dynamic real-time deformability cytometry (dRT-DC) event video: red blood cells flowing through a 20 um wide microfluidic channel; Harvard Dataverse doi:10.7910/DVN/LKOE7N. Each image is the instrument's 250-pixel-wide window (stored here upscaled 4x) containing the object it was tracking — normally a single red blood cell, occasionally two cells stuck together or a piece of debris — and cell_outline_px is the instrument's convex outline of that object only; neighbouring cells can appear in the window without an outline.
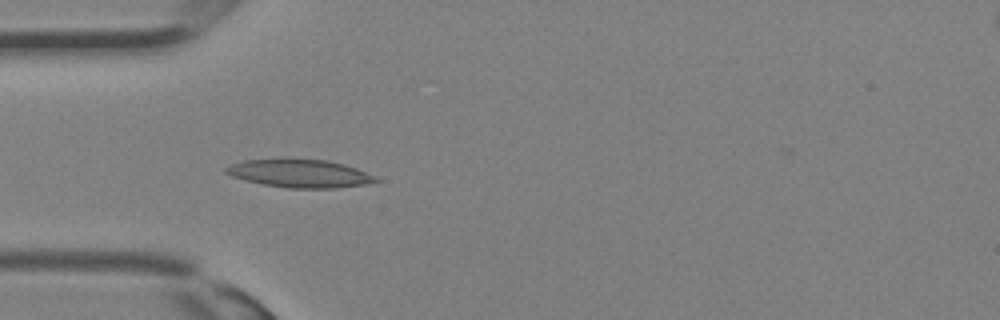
{"species": "Egyptian fruit bat (a non-hibernating species)", "species_latin": "Rousettus aegyptiacus", "temperature_condition": "room temperature", "stored_images_in_passage": 12, "camera_frame_rate_fps": 3000, "um_per_image_px": 0.085, "animal": {"sex": "female"}, "frame": {"image": 1, "passage_image": 10, "time_ms": 3.0, "image_size_px": [1000, 320], "cell_outline_px": [[380, 180], [364, 184], [336, 188], [288, 188], [264, 184], [244, 180], [232, 176], [224, 172], [224, 168], [228, 164], [244, 160], [288, 156], [324, 160], [344, 164], [356, 168], [376, 176]], "centroid_in_image_um": [25.4, 14.7], "position_along_channel_um": 59.6, "area_um2": 25.26}}
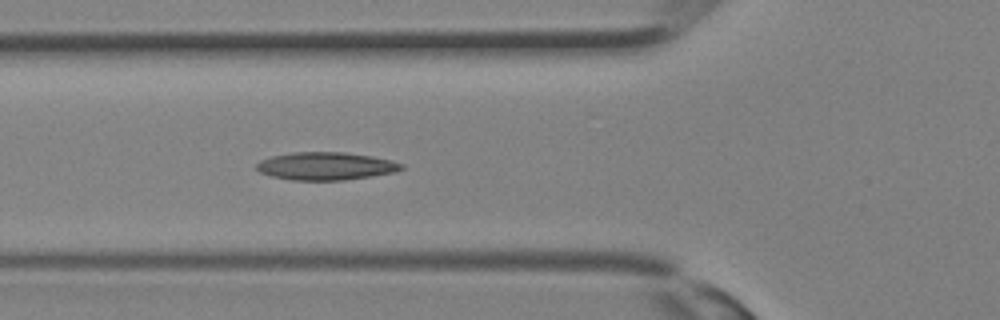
{"frame": {"image": 2, "passage_image": 12, "time_ms": 3.667, "image_size_px": [1000, 320], "cell_outline_px": [[404, 168], [396, 172], [372, 176], [344, 180], [292, 180], [272, 176], [260, 172], [256, 168], [256, 164], [260, 160], [272, 156], [292, 152], [344, 152], [372, 156], [404, 164]], "centroid_in_image_um": [27.69, 14.12], "position_along_channel_um": 98.1, "area_um2": 23.47}}